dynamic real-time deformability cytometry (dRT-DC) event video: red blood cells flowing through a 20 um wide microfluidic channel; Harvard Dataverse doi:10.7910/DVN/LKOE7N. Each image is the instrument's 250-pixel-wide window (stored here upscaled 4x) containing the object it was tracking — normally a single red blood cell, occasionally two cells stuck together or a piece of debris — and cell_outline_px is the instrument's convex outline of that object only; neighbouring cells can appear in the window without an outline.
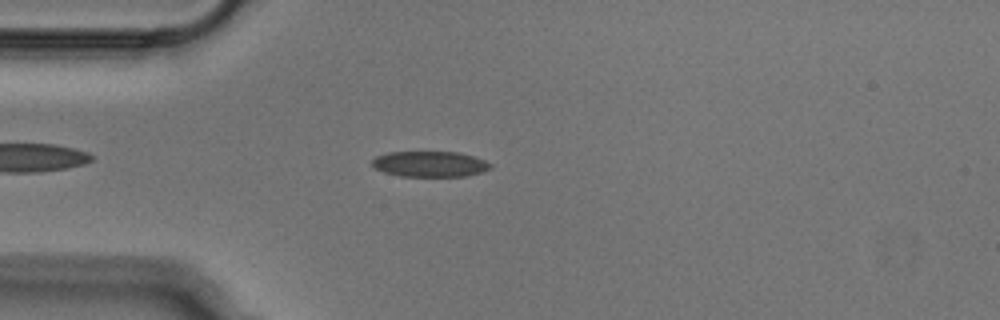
{"species": "Egyptian fruit bat (a non-hibernating species)", "species_latin": "Rousettus aegyptiacus", "temperature_condition": "cold", "stored_images_in_passage": 44, "camera_frame_rate_fps": 3000, "um_per_image_px": 0.085, "animal": {"sex": "male"}, "frame": {"image": 1, "passage_image": 6, "time_ms": 1.667, "image_size_px": [1000, 320], "cell_outline_px": [[492, 168], [484, 172], [468, 176], [400, 176], [384, 172], [376, 168], [372, 164], [372, 160], [376, 156], [388, 152], [460, 152], [484, 160], [492, 164]], "centroid_in_image_um": [36.58, 13.94], "position_along_channel_um": 48.4, "area_um2": 17.74}}
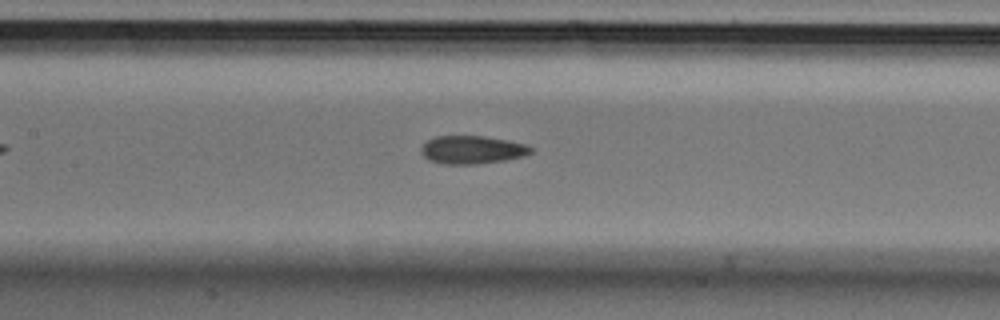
{"frame": {"image": 2, "passage_image": 16, "time_ms": 5.0, "image_size_px": [1000, 320], "cell_outline_px": [[532, 152], [524, 156], [504, 160], [476, 164], [444, 164], [428, 160], [420, 152], [420, 148], [428, 140], [436, 136], [484, 136], [508, 140], [528, 144], [532, 148]], "centroid_in_image_um": [40.13, 12.73], "position_along_channel_um": 167.3, "area_um2": 18.03}}
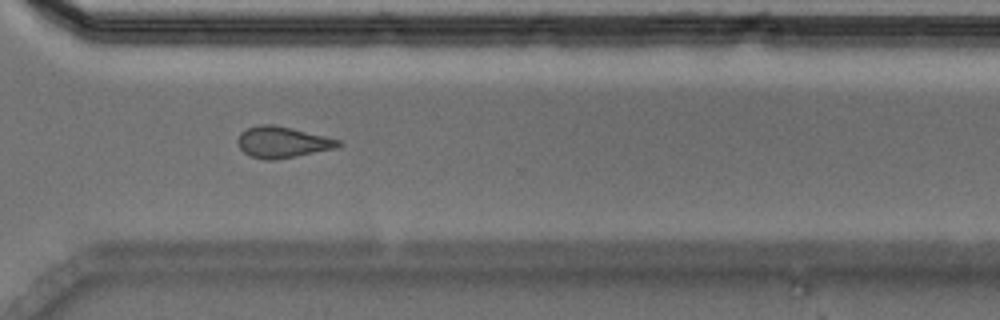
{"frame": {"image": 3, "passage_image": 30, "time_ms": 9.667, "image_size_px": [1000, 320], "cell_outline_px": [[344, 144], [332, 148], [296, 156], [272, 160], [264, 160], [252, 156], [244, 152], [240, 148], [236, 140], [240, 132], [248, 128], [260, 124], [272, 124], [292, 128], [340, 140]], "centroid_in_image_um": [23.96, 12.07], "position_along_channel_um": 346.6, "area_um2": 18.03}}